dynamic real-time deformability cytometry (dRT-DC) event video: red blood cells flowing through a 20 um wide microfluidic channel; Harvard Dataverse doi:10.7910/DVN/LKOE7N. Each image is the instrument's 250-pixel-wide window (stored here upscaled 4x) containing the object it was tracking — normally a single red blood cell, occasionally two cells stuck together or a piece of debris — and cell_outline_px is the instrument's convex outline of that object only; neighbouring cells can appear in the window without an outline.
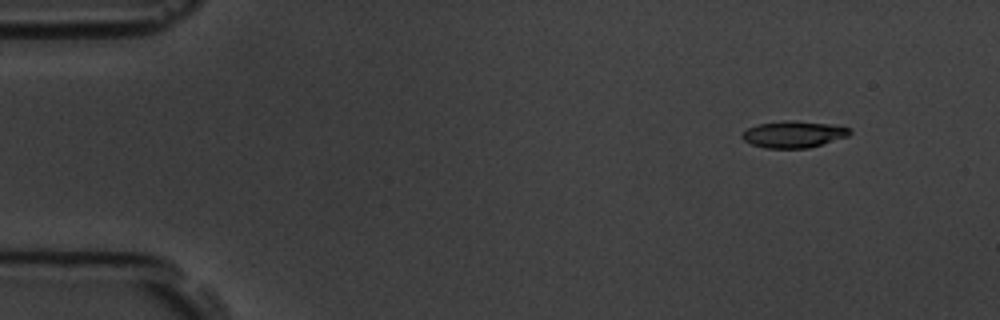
{"species": "common noctule bat (a hibernating species)", "species_latin": "Nyctalus noctula", "temperature_condition": "room temperature", "stored_images_in_passage": 5, "camera_frame_rate_fps": 3000, "um_per_image_px": 0.085, "animal": {"sex": "male", "body_mass_g": 19.5, "forearm_length_mm": 54.6}, "frame": {"image": 1, "passage_image": 1, "time_ms": 0.0, "image_size_px": [1000, 320], "cell_outline_px": [[852, 132], [848, 136], [808, 148], [764, 148], [752, 144], [744, 140], [740, 136], [748, 128], [760, 124], [784, 120], [796, 120], [828, 124], [848, 128]], "centroid_in_image_um": [67.43, 11.41], "position_along_channel_um": 17.6, "area_um2": 16.53}}
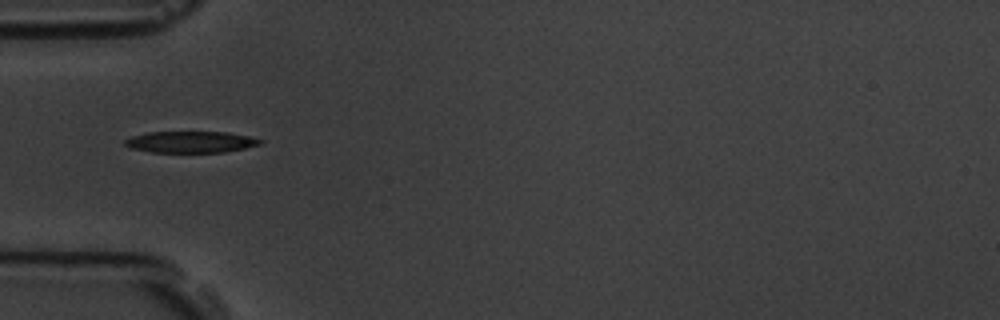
{"frame": {"image": 2, "passage_image": 4, "time_ms": 4.0, "image_size_px": [1000, 320], "cell_outline_px": [[264, 140], [260, 144], [244, 148], [224, 152], [152, 152], [132, 148], [124, 144], [124, 140], [132, 136], [148, 132], [228, 132], [248, 136]], "centroid_in_image_um": [16.21, 12.06], "position_along_channel_um": 68.8, "area_um2": 16.76}}
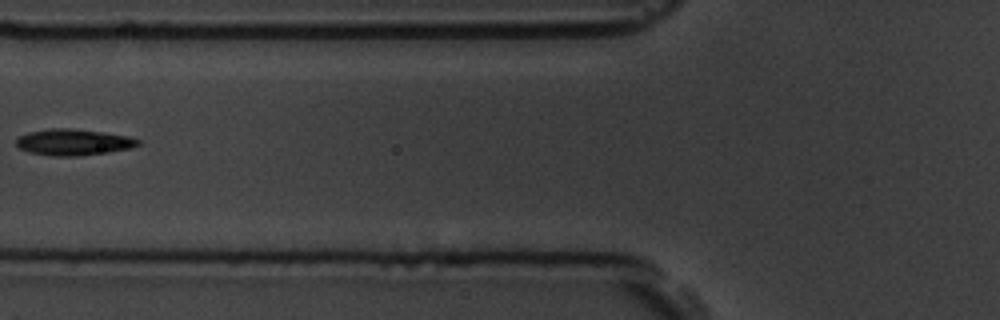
{"frame": {"image": 3, "passage_image": 5, "time_ms": 5.333, "image_size_px": [1000, 320], "cell_outline_px": [[140, 144], [128, 148], [108, 152], [76, 156], [52, 156], [28, 152], [20, 148], [16, 144], [16, 140], [20, 136], [28, 132], [48, 128], [72, 128], [128, 136], [140, 140]], "centroid_in_image_um": [6.2, 12.08], "position_along_channel_um": 119.6, "area_um2": 18.5}}